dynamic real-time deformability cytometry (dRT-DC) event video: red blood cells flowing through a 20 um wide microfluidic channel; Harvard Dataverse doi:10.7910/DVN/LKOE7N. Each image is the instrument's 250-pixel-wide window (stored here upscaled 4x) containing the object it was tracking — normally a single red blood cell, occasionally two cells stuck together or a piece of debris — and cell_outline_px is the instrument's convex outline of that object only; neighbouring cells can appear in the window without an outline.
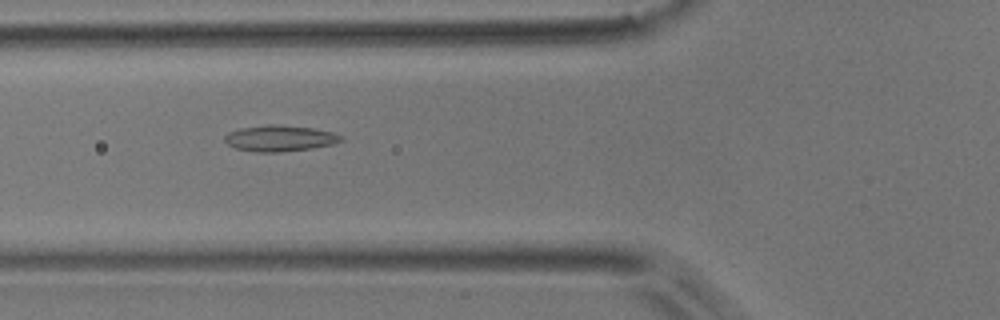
{"species": "common noctule bat (a hibernating species)", "species_latin": "Nyctalus noctula", "temperature_condition": "room temperature", "stored_images_in_passage": 16, "camera_frame_rate_fps": 3000, "um_per_image_px": 0.085, "animal": {"sex": "male", "body_mass_g": 17.9}, "frame": {"image": 1, "passage_image": 3, "time_ms": 0.667, "image_size_px": [1000, 320], "cell_outline_px": [[344, 140], [332, 144], [312, 148], [280, 152], [256, 152], [236, 148], [228, 144], [224, 140], [224, 136], [228, 132], [240, 128], [268, 124], [276, 124], [312, 128], [332, 132], [340, 136]], "centroid_in_image_um": [23.75, 11.75], "position_along_channel_um": 102.1, "area_um2": 17.57}}
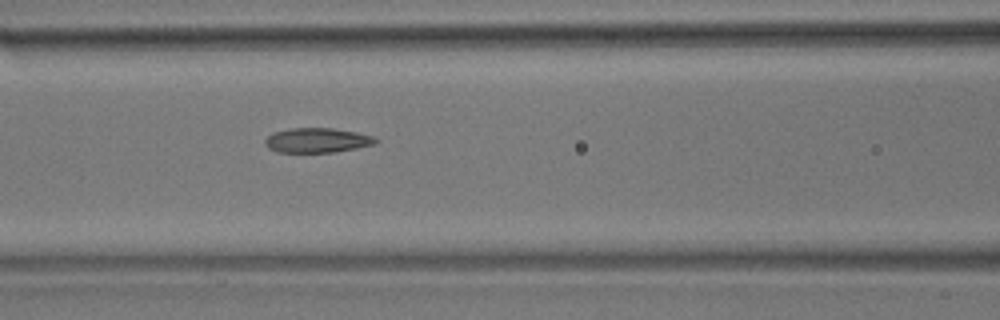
{"frame": {"image": 2, "passage_image": 6, "time_ms": 1.667, "image_size_px": [1000, 320], "cell_outline_px": [[380, 140], [376, 144], [336, 152], [276, 152], [268, 148], [264, 144], [264, 140], [272, 132], [288, 128], [332, 128], [356, 132], [372, 136]], "centroid_in_image_um": [26.94, 11.92], "position_along_channel_um": 139.7, "area_um2": 16.07}}
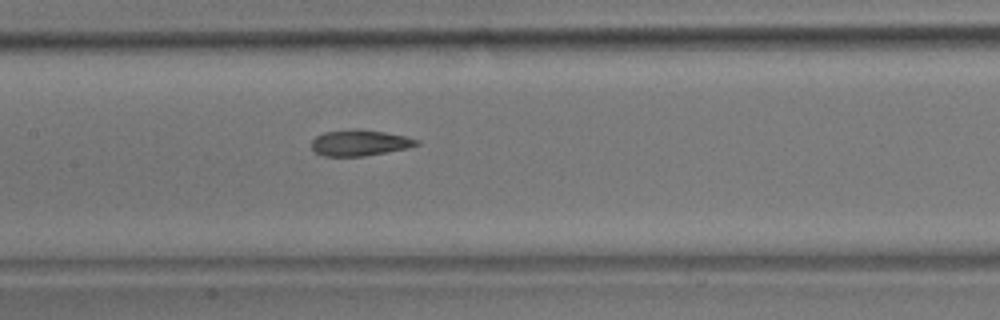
{"frame": {"image": 3, "passage_image": 9, "time_ms": 2.667, "image_size_px": [1000, 320], "cell_outline_px": [[420, 144], [408, 148], [364, 156], [324, 156], [316, 152], [312, 148], [312, 140], [316, 136], [324, 132], [352, 128], [356, 128], [384, 132], [404, 136], [420, 140]], "centroid_in_image_um": [30.58, 12.13], "position_along_channel_um": 176.8, "area_um2": 15.95}}